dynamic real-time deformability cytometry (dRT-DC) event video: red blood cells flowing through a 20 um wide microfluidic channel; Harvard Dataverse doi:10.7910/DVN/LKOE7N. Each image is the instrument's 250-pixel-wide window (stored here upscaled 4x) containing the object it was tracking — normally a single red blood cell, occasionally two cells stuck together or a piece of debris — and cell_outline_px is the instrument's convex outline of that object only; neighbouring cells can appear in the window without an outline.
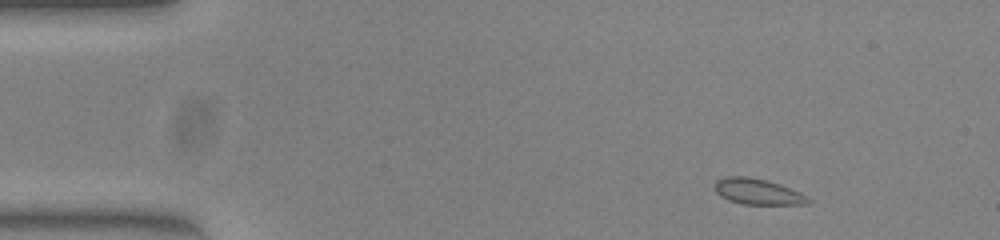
{"species": "common noctule bat (a hibernating species)", "species_latin": "Nyctalus noctula", "temperature_condition": "warm", "stored_images_in_passage": 48, "camera_frame_rate_fps": 3000, "um_per_image_px": 0.085, "animal": {"sex": "female", "body_mass_g": 23.0, "forearm_length_mm": 53.4}, "frame": {"image": 1, "passage_image": 3, "time_ms": 0.667, "image_size_px": [1000, 240], "cell_outline_px": [[812, 200], [808, 204], [744, 204], [728, 200], [720, 196], [716, 192], [716, 180], [724, 176], [748, 176], [768, 180], [780, 184], [800, 192]], "centroid_in_image_um": [64.41, 16.28], "position_along_channel_um": 20.6, "area_um2": 14.1}}
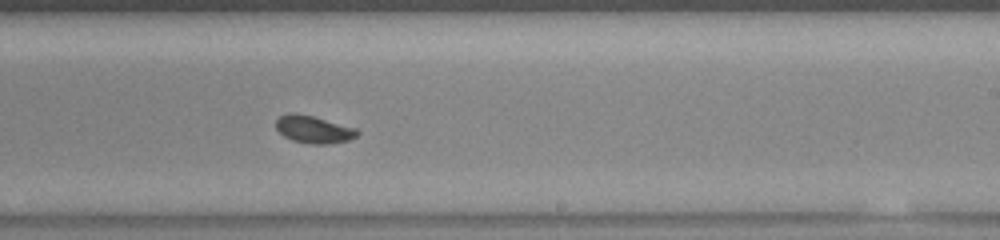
{"frame": {"image": 2, "passage_image": 28, "time_ms": 9.0, "image_size_px": [1000, 240], "cell_outline_px": [[360, 132], [356, 136], [348, 140], [328, 144], [312, 144], [292, 140], [284, 136], [276, 128], [276, 120], [280, 116], [292, 112], [312, 116], [356, 128]], "centroid_in_image_um": [26.65, 11.0], "position_along_channel_um": 262.3, "area_um2": 12.83}}
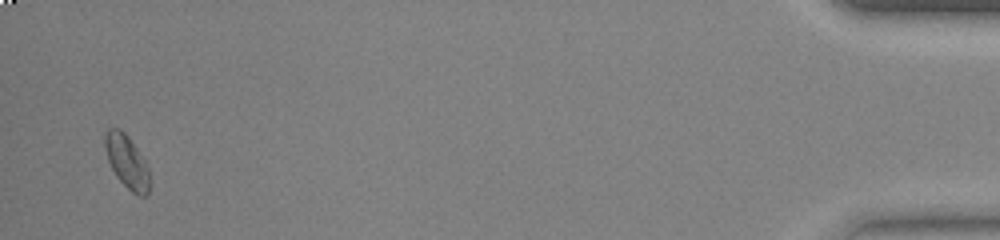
{"frame": {"image": 3, "passage_image": 47, "time_ms": 15.333, "image_size_px": [1000, 240], "cell_outline_px": [[148, 196], [140, 196], [132, 192], [116, 176], [108, 160], [104, 148], [104, 136], [108, 128], [120, 128], [128, 136], [144, 160], [148, 168]], "centroid_in_image_um": [10.75, 13.72], "position_along_channel_um": 424.4, "area_um2": 13.58}}